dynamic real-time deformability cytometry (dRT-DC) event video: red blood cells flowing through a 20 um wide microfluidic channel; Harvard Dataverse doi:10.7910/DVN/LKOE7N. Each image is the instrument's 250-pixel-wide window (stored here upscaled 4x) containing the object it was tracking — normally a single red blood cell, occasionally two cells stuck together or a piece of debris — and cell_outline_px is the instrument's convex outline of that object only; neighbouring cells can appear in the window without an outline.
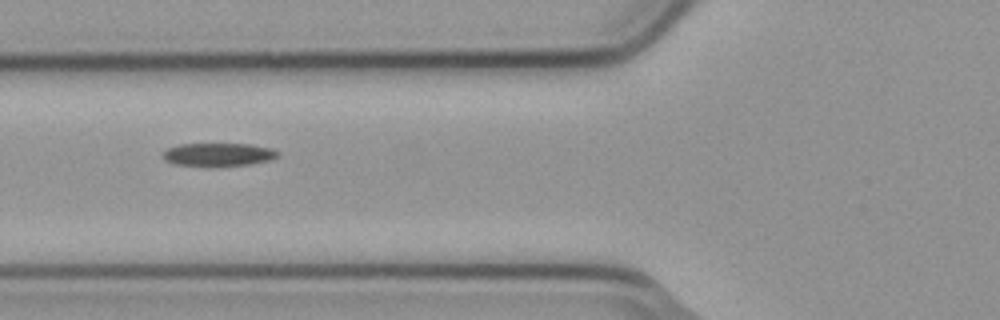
{"species": "common noctule bat (a hibernating species)", "species_latin": "Nyctalus noctula", "temperature_condition": "cold", "stored_images_in_passage": 4, "camera_frame_rate_fps": 3000, "um_per_image_px": 0.085, "animal": {"sex": "male", "body_mass_g": 23.1, "forearm_length_mm": 52.7}, "frame": {"image": 1, "passage_image": 2, "time_ms": 0.333, "image_size_px": [1000, 320], "cell_outline_px": [[280, 156], [268, 160], [248, 164], [172, 164], [164, 160], [164, 152], [168, 148], [180, 144], [248, 144], [272, 148], [280, 152]], "centroid_in_image_um": [18.6, 13.1], "position_along_channel_um": 107.2, "area_um2": 14.8}}
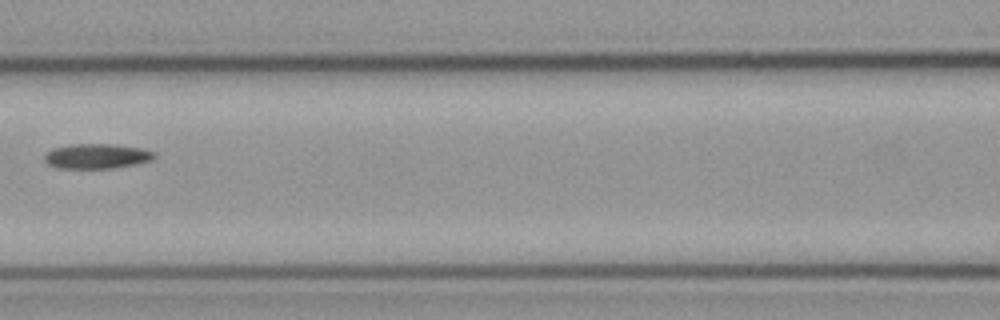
{"frame": {"image": 2, "passage_image": 3, "time_ms": 0.667, "image_size_px": [1000, 320], "cell_outline_px": [[156, 156], [152, 160], [136, 164], [112, 168], [56, 168], [48, 164], [44, 160], [44, 156], [52, 148], [68, 144], [112, 144], [140, 148], [156, 152]], "centroid_in_image_um": [8.22, 13.27], "position_along_channel_um": 158.4, "area_um2": 16.01}}
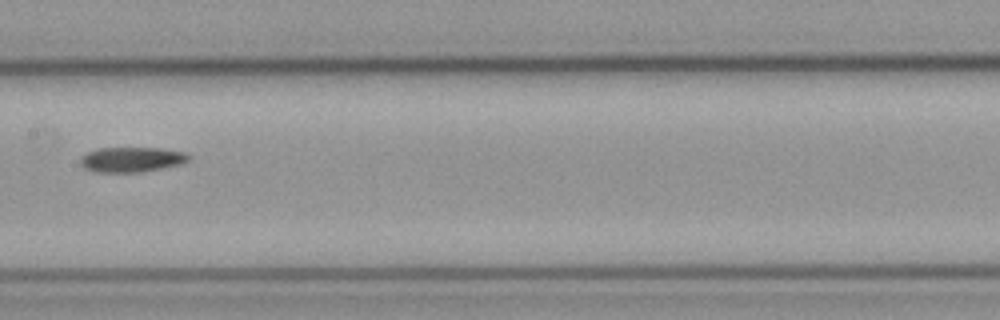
{"frame": {"image": 3, "passage_image": 4, "time_ms": 1.0, "image_size_px": [1000, 320], "cell_outline_px": [[188, 160], [180, 164], [140, 172], [96, 172], [84, 168], [80, 164], [80, 156], [96, 148], [160, 148], [184, 152], [188, 156]], "centroid_in_image_um": [11.11, 13.55], "position_along_channel_um": 196.3, "area_um2": 15.66}}